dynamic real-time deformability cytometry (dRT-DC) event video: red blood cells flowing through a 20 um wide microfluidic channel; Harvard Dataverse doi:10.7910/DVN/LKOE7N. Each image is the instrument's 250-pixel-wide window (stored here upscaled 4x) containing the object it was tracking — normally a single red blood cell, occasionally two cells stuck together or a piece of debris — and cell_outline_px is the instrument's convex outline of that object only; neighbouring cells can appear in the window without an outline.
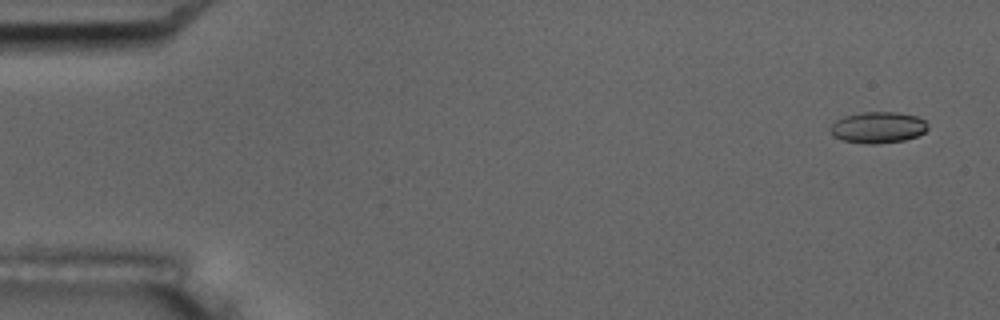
{"species": "common noctule bat (a hibernating species)", "species_latin": "Nyctalus noctula", "temperature_condition": "room temperature", "stored_images_in_passage": 5, "camera_frame_rate_fps": 3000, "um_per_image_px": 0.085, "animal": {"sex": "male", "body_mass_g": 17.5, "forearm_length_mm": 52.3}, "frame": {"image": 1, "passage_image": 1, "time_ms": 0.0, "image_size_px": [1000, 320], "cell_outline_px": [[928, 128], [924, 132], [916, 136], [904, 140], [876, 144], [864, 144], [840, 140], [832, 136], [828, 128], [836, 120], [844, 116], [860, 112], [896, 112], [916, 116], [924, 120], [928, 124]], "centroid_in_image_um": [74.58, 10.84], "position_along_channel_um": 10.4, "area_um2": 17.98}}